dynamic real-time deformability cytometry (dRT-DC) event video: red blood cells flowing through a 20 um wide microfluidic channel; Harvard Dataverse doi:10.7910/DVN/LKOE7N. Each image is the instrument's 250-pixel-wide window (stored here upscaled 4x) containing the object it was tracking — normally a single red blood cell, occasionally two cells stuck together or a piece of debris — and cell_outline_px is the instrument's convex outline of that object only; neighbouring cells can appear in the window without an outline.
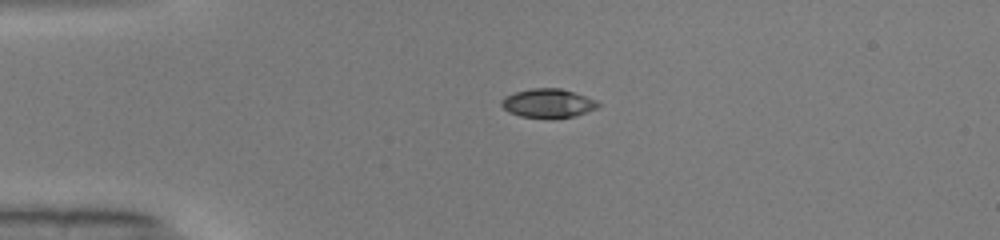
{"species": "common noctule bat (a hibernating species)", "species_latin": "Nyctalus noctula", "temperature_condition": "warm", "stored_images_in_passage": 39, "camera_frame_rate_fps": 3000, "um_per_image_px": 0.085, "animal": {"sex": "male", "body_mass_g": 19.0, "forearm_length_mm": 50.8}, "frame": {"image": 1, "passage_image": 1, "time_ms": 0.0, "image_size_px": [1000, 240], "cell_outline_px": [[600, 104], [596, 108], [572, 116], [520, 116], [508, 112], [500, 104], [500, 100], [504, 96], [516, 92], [532, 88], [560, 88], [596, 100]], "centroid_in_image_um": [46.52, 8.74], "position_along_channel_um": 38.5, "area_um2": 15.61}}
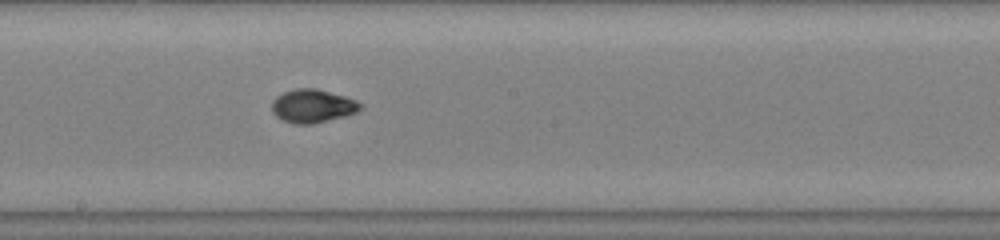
{"frame": {"image": 2, "passage_image": 17, "time_ms": 5.333, "image_size_px": [1000, 240], "cell_outline_px": [[364, 108], [356, 112], [344, 116], [308, 124], [296, 124], [284, 120], [276, 116], [272, 112], [272, 100], [276, 96], [284, 92], [296, 88], [316, 88], [344, 96], [356, 100], [364, 104]], "centroid_in_image_um": [26.58, 8.99], "position_along_channel_um": 221.6, "area_um2": 17.11}}
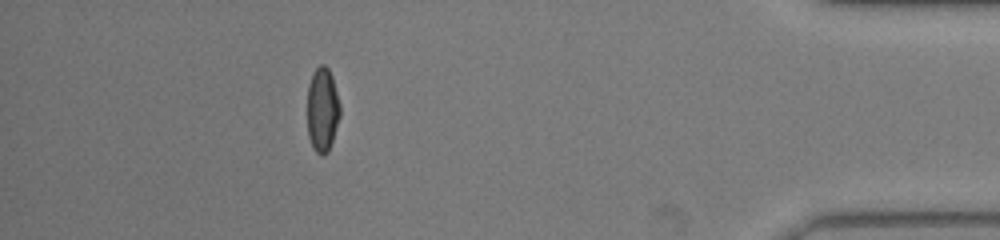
{"frame": {"image": 3, "passage_image": 34, "time_ms": 11.0, "image_size_px": [1000, 240], "cell_outline_px": [[340, 116], [328, 152], [324, 156], [320, 156], [312, 148], [308, 136], [308, 84], [312, 72], [320, 64], [324, 64], [328, 68], [332, 76], [340, 104]], "centroid_in_image_um": [27.4, 9.33], "position_along_channel_um": 407.8, "area_um2": 16.24}, "authors_computed_cell_mechanics": {"area_um2": 16.3574, "velocity_mm_per_s": 4.1162, "shape_relaxation_time_tau1_ms": 3.1508, "shape_relaxation_time_tau2_ms": null, "deformation_change_tau1": 0.1971, "deformation_change_tau2": null}}